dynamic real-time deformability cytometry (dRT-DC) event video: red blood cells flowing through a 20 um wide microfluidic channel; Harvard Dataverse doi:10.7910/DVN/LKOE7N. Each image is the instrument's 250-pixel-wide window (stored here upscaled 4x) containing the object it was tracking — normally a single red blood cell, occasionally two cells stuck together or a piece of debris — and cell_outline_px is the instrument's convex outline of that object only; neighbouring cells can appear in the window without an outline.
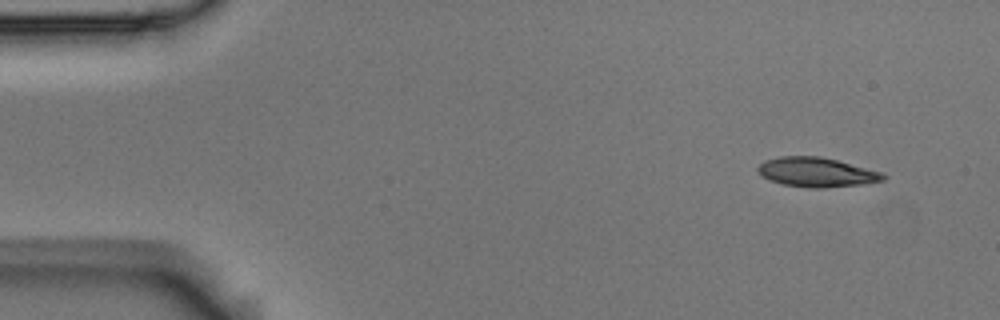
{"species": "Egyptian fruit bat (a non-hibernating species)", "species_latin": "Rousettus aegyptiacus", "temperature_condition": "room temperature", "stored_images_in_passage": 4, "camera_frame_rate_fps": 3000, "um_per_image_px": 0.085, "animal": {"sex": "male"}, "frame": {"image": 1, "passage_image": 1, "time_ms": 0.0, "image_size_px": [1000, 320], "cell_outline_px": [[888, 176], [884, 180], [860, 184], [824, 188], [812, 188], [784, 184], [768, 180], [756, 168], [764, 160], [780, 156], [820, 156], [884, 172]], "centroid_in_image_um": [69.43, 14.63], "position_along_channel_um": 15.6, "area_um2": 21.44}}
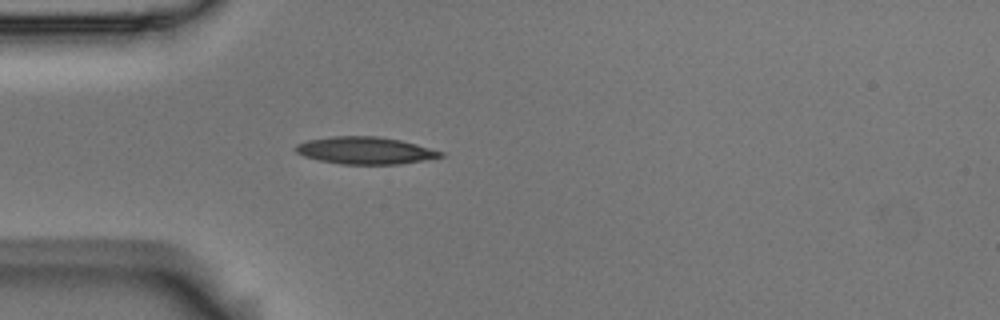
{"frame": {"image": 2, "passage_image": 4, "time_ms": 1.0, "image_size_px": [1000, 320], "cell_outline_px": [[444, 156], [424, 160], [400, 164], [340, 164], [320, 160], [304, 156], [296, 152], [296, 144], [308, 140], [332, 136], [376, 136], [400, 140], [416, 144], [444, 152]], "centroid_in_image_um": [31.05, 12.79], "position_along_channel_um": 54.0, "area_um2": 22.83}}